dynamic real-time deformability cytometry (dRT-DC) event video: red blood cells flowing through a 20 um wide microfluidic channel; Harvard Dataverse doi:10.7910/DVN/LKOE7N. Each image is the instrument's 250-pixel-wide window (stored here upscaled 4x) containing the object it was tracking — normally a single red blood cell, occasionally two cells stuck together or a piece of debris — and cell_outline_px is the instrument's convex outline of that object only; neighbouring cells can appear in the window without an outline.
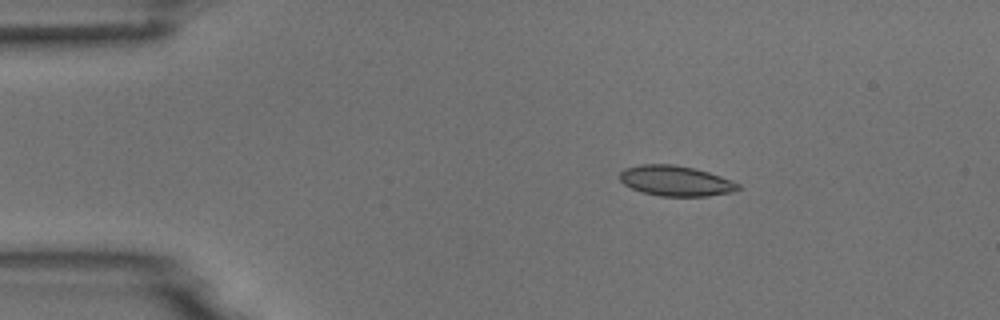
{"species": "common noctule bat (a hibernating species)", "species_latin": "Nyctalus noctula", "temperature_condition": "room temperature", "stored_images_in_passage": 7, "camera_frame_rate_fps": 3000, "um_per_image_px": 0.085, "animal": {"sex": "male", "body_mass_g": 18.8}, "frame": {"image": 1, "passage_image": 1, "time_ms": 0.0, "image_size_px": [1000, 320], "cell_outline_px": [[740, 188], [732, 192], [708, 196], [660, 196], [644, 192], [632, 188], [624, 184], [620, 180], [620, 172], [624, 168], [640, 164], [672, 164], [692, 168], [708, 172], [720, 176], [740, 184]], "centroid_in_image_um": [57.42, 15.37], "position_along_channel_um": 27.6, "area_um2": 20.75}}
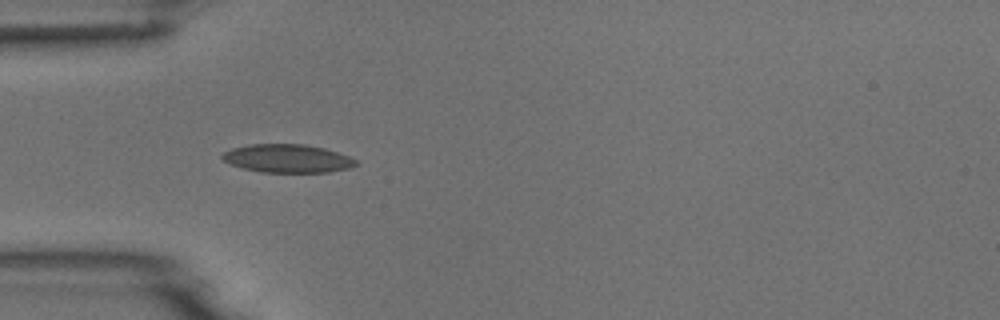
{"frame": {"image": 2, "passage_image": 3, "time_ms": 2.333, "image_size_px": [1000, 320], "cell_outline_px": [[360, 164], [352, 168], [328, 172], [260, 172], [244, 168], [232, 164], [224, 160], [220, 156], [224, 152], [232, 148], [248, 144], [304, 144], [324, 148], [348, 156], [356, 160]], "centroid_in_image_um": [24.46, 13.47], "position_along_channel_um": 60.5, "area_um2": 22.02}}
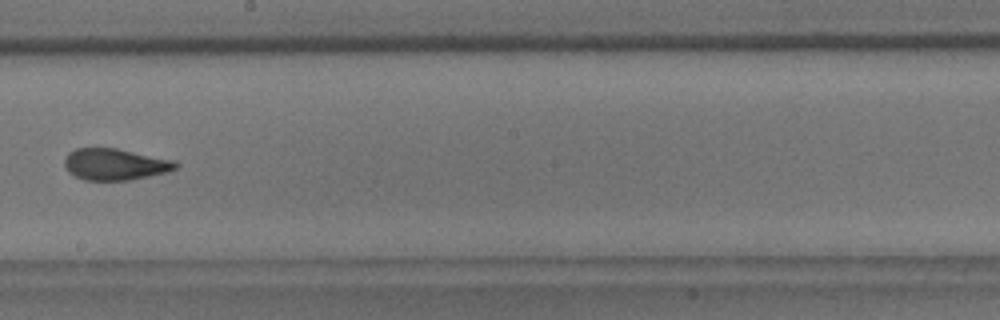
{"frame": {"image": 3, "passage_image": 7, "time_ms": 7.0, "image_size_px": [1000, 320], "cell_outline_px": [[180, 164], [176, 168], [168, 172], [128, 180], [84, 180], [68, 172], [64, 164], [64, 156], [68, 152], [76, 148], [116, 148], [176, 160]], "centroid_in_image_um": [9.78, 13.96], "position_along_channel_um": 238.4, "area_um2": 20.58}}